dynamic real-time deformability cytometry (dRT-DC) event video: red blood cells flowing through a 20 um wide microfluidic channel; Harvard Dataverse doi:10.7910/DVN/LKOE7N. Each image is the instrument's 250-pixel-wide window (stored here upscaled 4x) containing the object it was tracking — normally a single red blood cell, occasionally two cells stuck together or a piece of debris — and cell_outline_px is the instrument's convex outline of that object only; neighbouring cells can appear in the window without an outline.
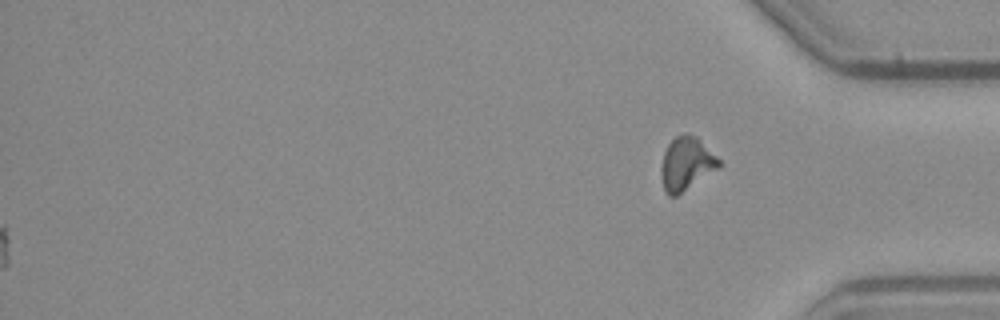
{"species": "common noctule bat (a hibernating species)", "species_latin": "Nyctalus noctula", "temperature_condition": "warm", "stored_images_in_passage": 55, "segment_of_instrument_passage": [2, 2], "camera_frame_rate_fps": 3000, "um_per_image_px": 0.085, "animal": {"sex": "male", "body_mass_g": 23.1, "forearm_length_mm": 52.7}, "frame": {"image": 1, "passage_image": 55, "time_ms": 18.0, "image_size_px": [1000, 320], "cell_outline_px": [[720, 168], [676, 196], [668, 196], [664, 192], [660, 176], [660, 168], [664, 152], [668, 144], [676, 136], [688, 132], [696, 136], [720, 160]], "centroid_in_image_um": [58.32, 13.93], "position_along_channel_um": 376.9, "area_um2": 18.09}}